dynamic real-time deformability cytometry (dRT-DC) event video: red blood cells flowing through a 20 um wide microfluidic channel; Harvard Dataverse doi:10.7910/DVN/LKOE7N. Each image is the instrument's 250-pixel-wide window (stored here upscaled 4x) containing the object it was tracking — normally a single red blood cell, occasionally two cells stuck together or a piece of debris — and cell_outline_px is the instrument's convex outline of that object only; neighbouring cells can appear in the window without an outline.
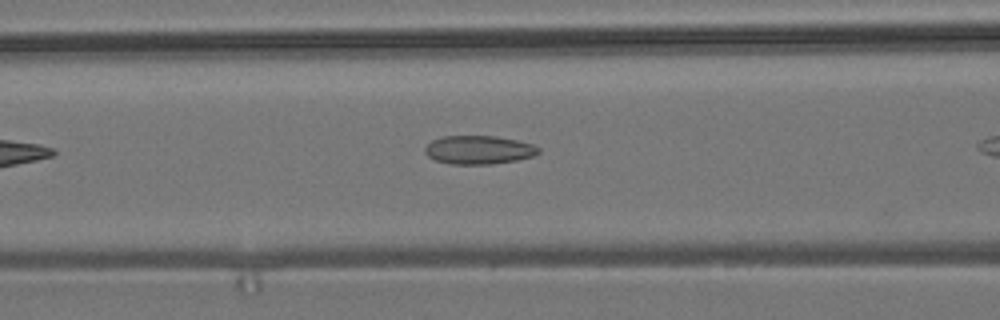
{"species": "common noctule bat (a hibernating species)", "species_latin": "Nyctalus noctula", "temperature_condition": "room temperature", "stored_images_in_passage": 6, "camera_frame_rate_fps": 3000, "um_per_image_px": 0.085, "animal": {"sex": "male", "body_mass_g": 19.2, "forearm_length_mm": 51.8}, "frame": {"image": 1, "passage_image": 5, "time_ms": 4.667, "image_size_px": [1000, 320], "cell_outline_px": [[540, 152], [532, 156], [516, 160], [492, 164], [452, 164], [436, 160], [428, 156], [424, 152], [424, 148], [432, 140], [444, 136], [496, 136], [516, 140], [532, 144], [540, 148]], "centroid_in_image_um": [40.69, 12.73], "position_along_channel_um": 125.9, "area_um2": 18.79}}